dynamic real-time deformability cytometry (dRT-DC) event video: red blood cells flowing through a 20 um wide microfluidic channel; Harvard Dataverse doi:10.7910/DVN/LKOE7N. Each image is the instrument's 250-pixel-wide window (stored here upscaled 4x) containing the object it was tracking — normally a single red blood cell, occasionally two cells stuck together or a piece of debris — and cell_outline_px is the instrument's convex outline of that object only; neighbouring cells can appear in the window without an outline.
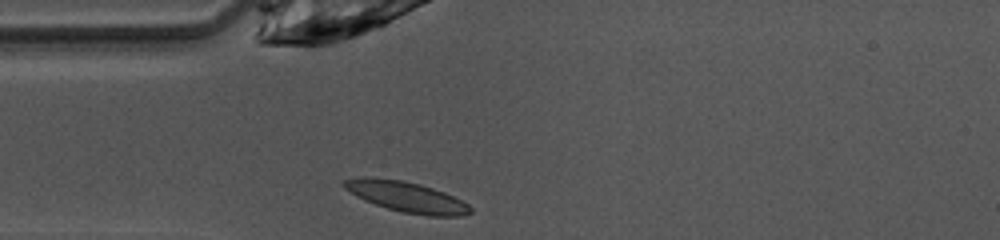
{"species": "common noctule bat (a hibernating species)", "species_latin": "Nyctalus noctula", "temperature_condition": "warm", "stored_images_in_passage": 37, "camera_frame_rate_fps": 3000, "um_per_image_px": 0.085, "animal": {"sex": "female", "body_mass_g": 10.0, "forearm_length_mm": 53.1}, "frame": {"image": 1, "passage_image": 1, "time_ms": 0.0, "image_size_px": [1000, 240], "cell_outline_px": [[472, 212], [460, 216], [428, 216], [404, 212], [388, 208], [364, 200], [356, 196], [344, 188], [340, 184], [344, 180], [360, 176], [364, 176], [404, 180], [420, 184], [444, 192], [468, 204], [472, 208]], "centroid_in_image_um": [34.52, 16.71], "position_along_channel_um": 50.5, "area_um2": 22.43}}
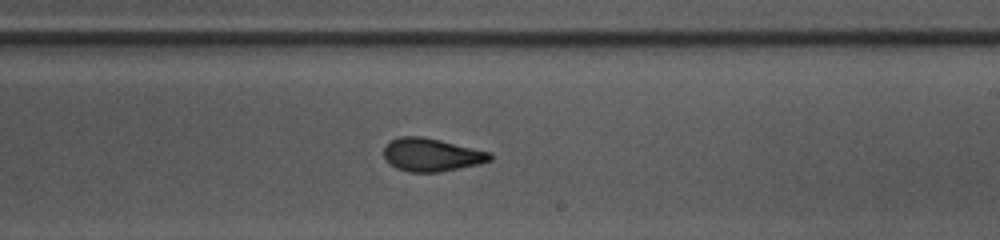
{"frame": {"image": 2, "passage_image": 16, "time_ms": 5.0, "image_size_px": [1000, 240], "cell_outline_px": [[492, 160], [480, 164], [440, 172], [408, 172], [396, 168], [384, 156], [384, 148], [392, 140], [400, 136], [420, 136], [440, 140], [492, 152]], "centroid_in_image_um": [36.73, 13.16], "position_along_channel_um": 252.3, "area_um2": 20.4}}
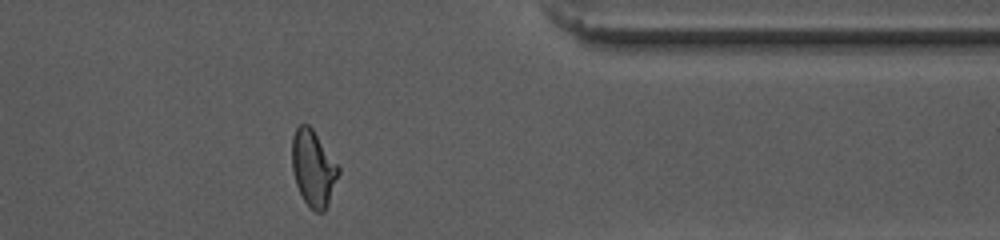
{"frame": {"image": 3, "passage_image": 27, "time_ms": 8.667, "image_size_px": [1000, 240], "cell_outline_px": [[340, 172], [328, 204], [324, 212], [316, 212], [304, 200], [296, 184], [292, 168], [292, 136], [296, 128], [300, 124], [308, 124], [312, 128], [340, 168]], "centroid_in_image_um": [26.63, 14.29], "position_along_channel_um": 384.8, "area_um2": 20.4}, "authors_computed_cell_mechanics": {"area_um2": 20.6924, "velocity_mm_per_s": 4.1047, "shape_relaxation_time_tau1_ms": 5.5874, "shape_relaxation_time_tau2_ms": 1.1502, "deformation_change_tau1": 0.192, "deformation_change_tau2": 0.0776}}